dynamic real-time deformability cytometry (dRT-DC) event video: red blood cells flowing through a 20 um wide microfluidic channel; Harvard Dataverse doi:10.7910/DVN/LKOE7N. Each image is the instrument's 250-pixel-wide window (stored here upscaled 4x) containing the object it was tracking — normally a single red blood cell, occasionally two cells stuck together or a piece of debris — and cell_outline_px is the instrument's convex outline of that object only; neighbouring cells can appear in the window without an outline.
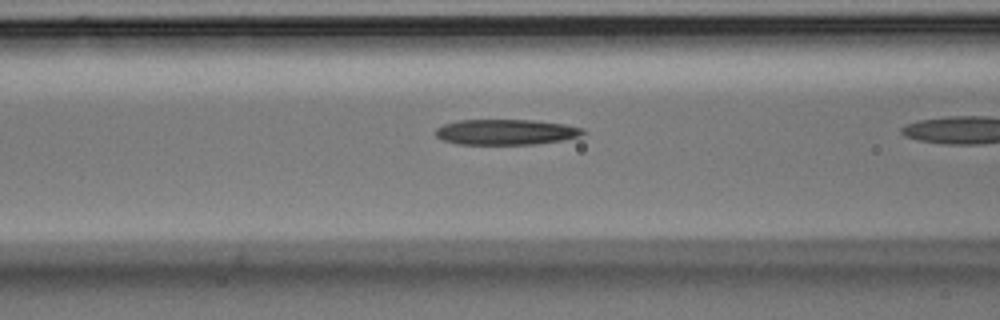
{"species": "Egyptian fruit bat (a non-hibernating species)", "species_latin": "Rousettus aegyptiacus", "temperature_condition": "room temperature", "stored_images_in_passage": 6, "camera_frame_rate_fps": 3000, "um_per_image_px": 0.085, "animal": {"sex": "male"}, "frame": {"image": 1, "passage_image": 4, "time_ms": 1.0, "image_size_px": [1000, 320], "cell_outline_px": [[584, 132], [580, 136], [564, 140], [536, 144], [456, 144], [440, 140], [436, 136], [436, 128], [444, 124], [456, 120], [536, 120], [564, 124], [584, 128]], "centroid_in_image_um": [42.99, 11.22], "position_along_channel_um": 123.6, "area_um2": 22.08}}